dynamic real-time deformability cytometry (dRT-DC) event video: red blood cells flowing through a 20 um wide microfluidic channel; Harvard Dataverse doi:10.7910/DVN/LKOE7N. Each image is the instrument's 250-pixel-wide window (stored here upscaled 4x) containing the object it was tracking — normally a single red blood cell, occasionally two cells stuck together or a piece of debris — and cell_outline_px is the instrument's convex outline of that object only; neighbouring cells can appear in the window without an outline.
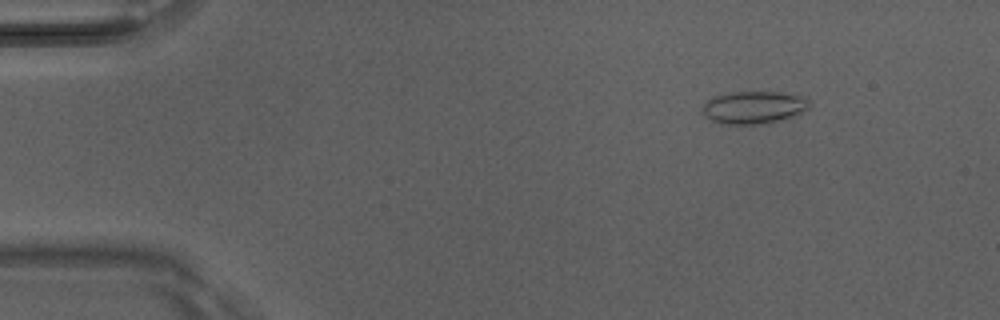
{"species": "Egyptian fruit bat (a non-hibernating species)", "species_latin": "Rousettus aegyptiacus", "temperature_condition": "room temperature", "stored_images_in_passage": 3, "camera_frame_rate_fps": 3000, "um_per_image_px": 0.085, "animal": {"sex": "male"}, "frame": {"image": 1, "passage_image": 1, "time_ms": 0.0, "image_size_px": [1000, 320], "cell_outline_px": [[808, 108], [804, 112], [768, 124], [720, 124], [704, 116], [704, 104], [712, 96], [728, 92], [780, 92], [800, 96], [808, 100]], "centroid_in_image_um": [64.05, 9.13], "position_along_channel_um": 21.0, "area_um2": 20.29}}